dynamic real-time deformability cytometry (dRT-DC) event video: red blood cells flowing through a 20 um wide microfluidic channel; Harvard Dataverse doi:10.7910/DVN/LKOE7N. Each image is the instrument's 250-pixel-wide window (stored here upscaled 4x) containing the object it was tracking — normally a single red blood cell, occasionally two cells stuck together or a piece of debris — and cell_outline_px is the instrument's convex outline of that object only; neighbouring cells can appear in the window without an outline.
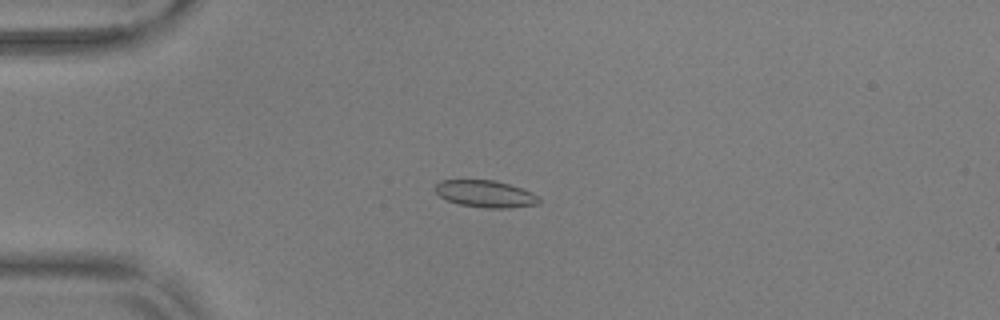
{"species": "common noctule bat (a hibernating species)", "species_latin": "Nyctalus noctula", "temperature_condition": "warm", "stored_images_in_passage": 56, "camera_frame_rate_fps": 3000, "um_per_image_px": 0.085, "animal": {"sex": "male", "body_mass_g": 17.9, "forearm_length_mm": 54.2}, "frame": {"image": 1, "passage_image": 15, "time_ms": 4.667, "image_size_px": [1000, 320], "cell_outline_px": [[540, 204], [508, 208], [484, 208], [460, 204], [448, 200], [440, 196], [436, 192], [436, 184], [440, 180], [492, 180], [508, 184], [532, 192], [540, 196]], "centroid_in_image_um": [41.3, 16.48], "position_along_channel_um": 43.7, "area_um2": 16.24}}
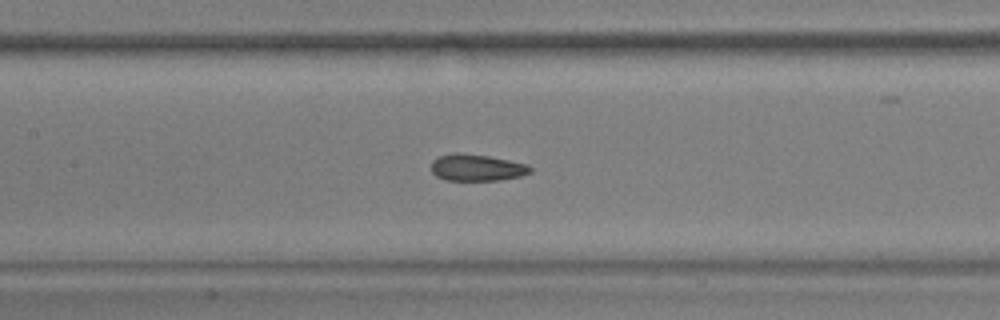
{"frame": {"image": 2, "passage_image": 27, "time_ms": 8.667, "image_size_px": [1000, 320], "cell_outline_px": [[532, 172], [520, 176], [500, 180], [444, 180], [436, 176], [432, 172], [432, 160], [440, 156], [456, 152], [460, 152], [488, 156], [528, 164], [532, 168]], "centroid_in_image_um": [40.53, 14.24], "position_along_channel_um": 166.9, "area_um2": 15.43}}
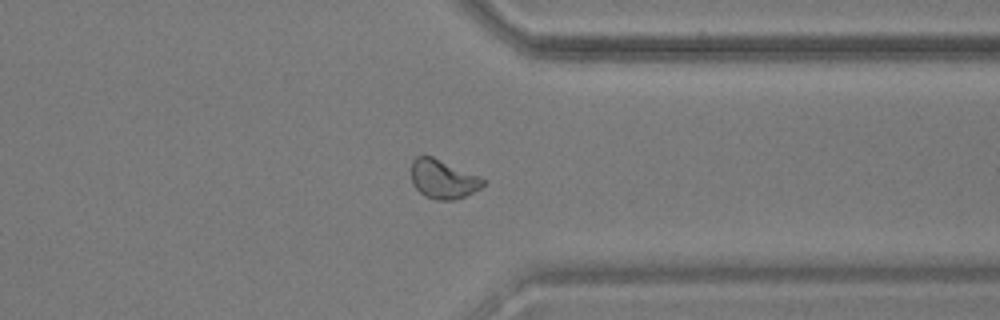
{"frame": {"image": 3, "passage_image": 44, "time_ms": 14.333, "image_size_px": [1000, 320], "cell_outline_px": [[488, 180], [480, 188], [456, 200], [436, 200], [424, 196], [412, 184], [412, 160], [416, 156], [432, 156], [480, 176]], "centroid_in_image_um": [37.67, 15.23], "position_along_channel_um": 373.7, "area_um2": 16.36}, "authors_computed_cell_mechanics": {"area_um2": 16.184, "velocity_mm_per_s": 3.6836, "shape_relaxation_time_tau1_ms": null, "shape_relaxation_time_tau2_ms": 1.728, "deformation_change_tau1": null, "deformation_change_tau2": 0.0612}}